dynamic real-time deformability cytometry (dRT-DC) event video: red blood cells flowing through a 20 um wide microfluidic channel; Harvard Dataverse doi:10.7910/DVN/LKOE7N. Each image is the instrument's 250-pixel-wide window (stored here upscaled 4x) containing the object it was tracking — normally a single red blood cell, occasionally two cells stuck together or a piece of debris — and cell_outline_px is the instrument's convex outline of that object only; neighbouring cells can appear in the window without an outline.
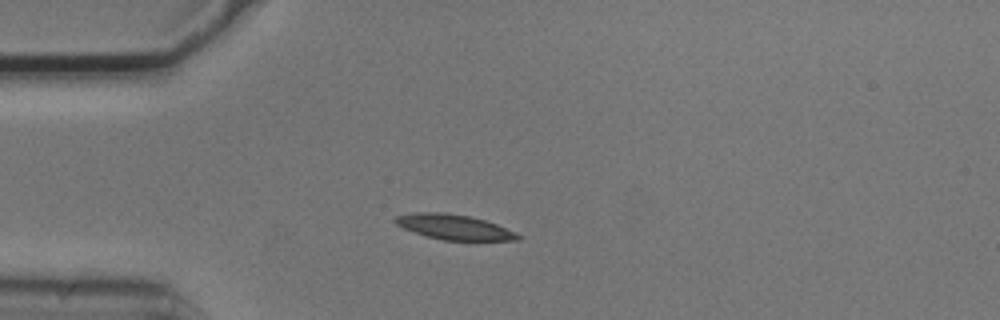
{"species": "common noctule bat (a hibernating species)", "species_latin": "Nyctalus noctula", "temperature_condition": "cold", "stored_images_in_passage": 33, "camera_frame_rate_fps": 3000, "um_per_image_px": 0.085, "animal": {"sex": "male", "body_mass_g": 20.5, "forearm_length_mm": 52.5}, "frame": {"image": 1, "passage_image": 1, "time_ms": 0.0, "image_size_px": [1000, 320], "cell_outline_px": [[520, 240], [444, 240], [428, 236], [404, 228], [396, 224], [392, 220], [396, 216], [416, 212], [440, 212], [468, 216], [484, 220], [496, 224], [516, 232], [520, 236]], "centroid_in_image_um": [38.59, 19.29], "position_along_channel_um": 46.4, "area_um2": 17.57}}
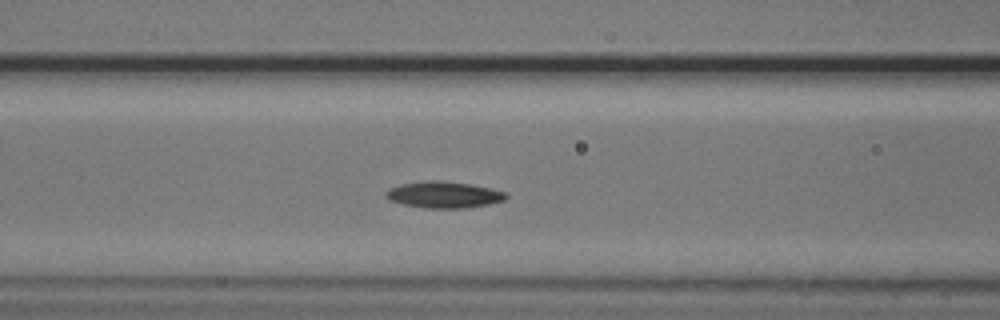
{"frame": {"image": 2, "passage_image": 9, "time_ms": 2.667, "image_size_px": [1000, 320], "cell_outline_px": [[508, 196], [504, 200], [488, 204], [468, 208], [424, 208], [404, 204], [388, 200], [384, 196], [384, 192], [400, 184], [432, 180], [436, 180], [468, 184], [492, 188], [508, 192]], "centroid_in_image_um": [37.74, 16.56], "position_along_channel_um": 128.9, "area_um2": 18.5}}
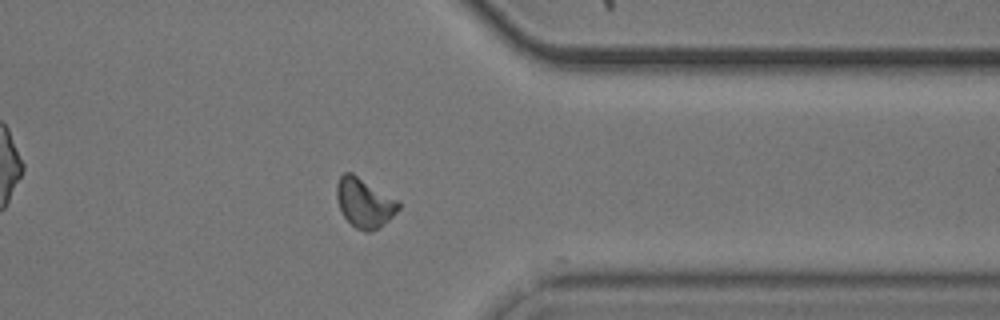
{"frame": {"image": 3, "passage_image": 30, "time_ms": 9.667, "image_size_px": [1000, 320], "cell_outline_px": [[400, 208], [384, 224], [368, 232], [364, 232], [356, 228], [344, 216], [340, 208], [336, 196], [336, 184], [340, 176], [344, 172], [352, 172], [400, 200]], "centroid_in_image_um": [30.99, 17.2], "position_along_channel_um": 380.4, "area_um2": 17.86}}